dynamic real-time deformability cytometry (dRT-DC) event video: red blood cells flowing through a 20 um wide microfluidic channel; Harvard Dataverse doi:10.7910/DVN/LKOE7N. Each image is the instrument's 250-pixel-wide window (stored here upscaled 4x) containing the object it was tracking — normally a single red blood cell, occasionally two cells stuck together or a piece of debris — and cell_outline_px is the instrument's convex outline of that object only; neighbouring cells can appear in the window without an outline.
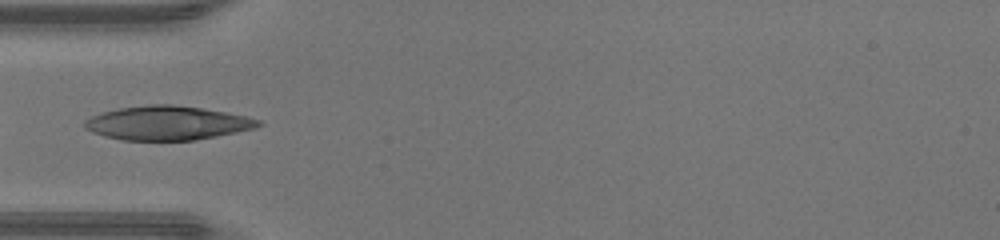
{"species": "human", "species_latin": "Homo sapiens", "temperature_condition": "warm", "stored_images_in_passage": 35, "segment_of_instrument_passage": [2, 2], "camera_frame_rate_fps": 3000, "um_per_image_px": 0.085, "donor": {"sex": "male"}, "frame": {"image": 1, "passage_image": 5, "time_ms": 1.333, "image_size_px": [1000, 240], "cell_outline_px": [[264, 124], [256, 128], [196, 140], [124, 140], [104, 136], [92, 132], [84, 128], [84, 120], [100, 112], [120, 108], [148, 104], [172, 104], [200, 108], [248, 116], [260, 120]], "centroid_in_image_um": [14.21, 10.45], "position_along_channel_um": 70.8, "area_um2": 34.45}}
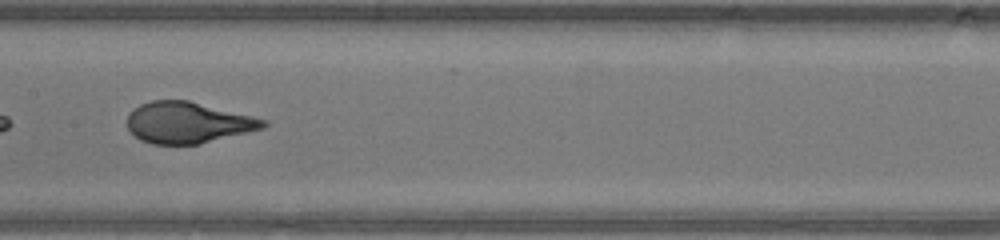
{"frame": {"image": 2, "passage_image": 13, "time_ms": 4.0, "image_size_px": [1000, 240], "cell_outline_px": [[268, 124], [264, 128], [200, 144], [152, 144], [140, 140], [128, 128], [128, 112], [140, 104], [152, 100], [188, 100], [268, 120]], "centroid_in_image_um": [15.97, 10.42], "position_along_channel_um": 191.4, "area_um2": 32.6}}
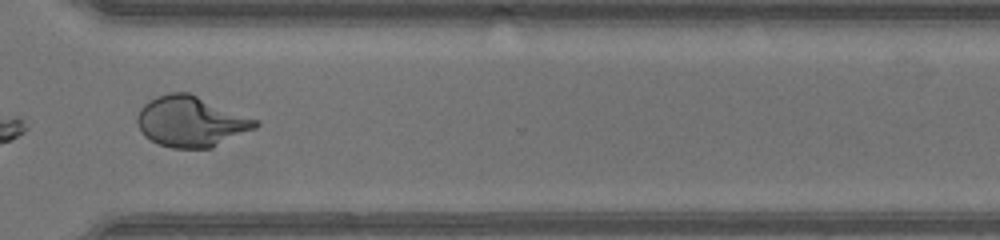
{"frame": {"image": 3, "passage_image": 24, "time_ms": 7.667, "image_size_px": [1000, 240], "cell_outline_px": [[260, 124], [256, 128], [212, 148], [172, 148], [160, 144], [144, 136], [136, 120], [136, 116], [140, 108], [148, 100], [156, 96], [168, 92], [188, 92], [260, 120]], "centroid_in_image_um": [16.25, 10.32], "position_along_channel_um": 354.4, "area_um2": 35.03}}